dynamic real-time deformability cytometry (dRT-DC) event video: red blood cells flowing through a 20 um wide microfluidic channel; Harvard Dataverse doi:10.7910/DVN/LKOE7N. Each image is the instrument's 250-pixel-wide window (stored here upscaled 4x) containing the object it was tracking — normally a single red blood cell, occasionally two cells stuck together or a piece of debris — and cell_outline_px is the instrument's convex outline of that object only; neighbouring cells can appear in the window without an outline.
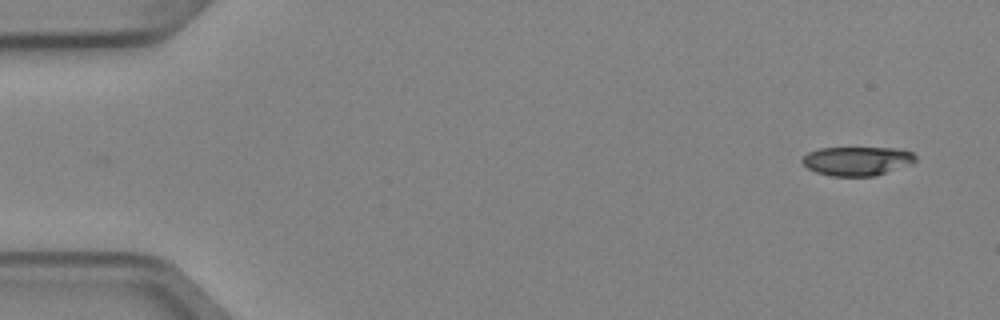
{"species": "Egyptian fruit bat (a non-hibernating species)", "species_latin": "Rousettus aegyptiacus", "temperature_condition": "cold", "stored_images_in_passage": 5, "camera_frame_rate_fps": 3000, "um_per_image_px": 0.085, "animal": {"sex": "female"}, "frame": {"image": 1, "passage_image": 1, "time_ms": 0.0, "image_size_px": [1000, 320], "cell_outline_px": [[916, 160], [912, 164], [876, 176], [832, 176], [816, 172], [808, 168], [800, 160], [808, 152], [820, 148], [896, 148], [912, 152], [916, 156]], "centroid_in_image_um": [72.87, 13.69], "position_along_channel_um": 12.1, "area_um2": 19.19}}
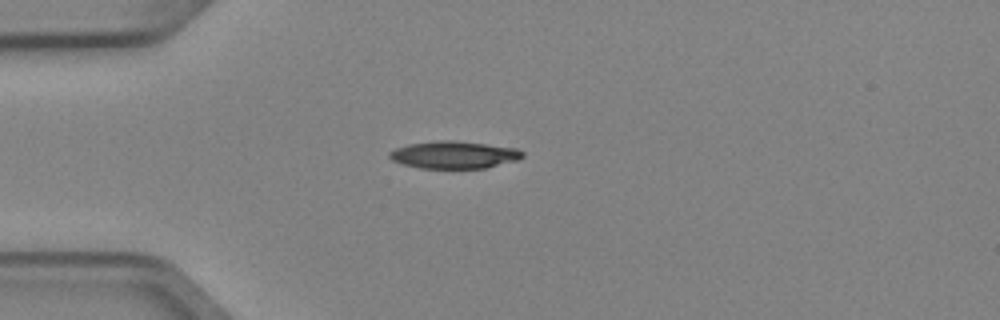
{"frame": {"image": 2, "passage_image": 4, "time_ms": 1.0, "image_size_px": [1000, 320], "cell_outline_px": [[524, 156], [516, 160], [484, 168], [420, 168], [404, 164], [392, 160], [388, 156], [388, 152], [396, 148], [408, 144], [436, 140], [452, 140], [488, 144], [516, 148], [524, 152]], "centroid_in_image_um": [38.57, 13.15], "position_along_channel_um": 46.4, "area_um2": 21.15}}